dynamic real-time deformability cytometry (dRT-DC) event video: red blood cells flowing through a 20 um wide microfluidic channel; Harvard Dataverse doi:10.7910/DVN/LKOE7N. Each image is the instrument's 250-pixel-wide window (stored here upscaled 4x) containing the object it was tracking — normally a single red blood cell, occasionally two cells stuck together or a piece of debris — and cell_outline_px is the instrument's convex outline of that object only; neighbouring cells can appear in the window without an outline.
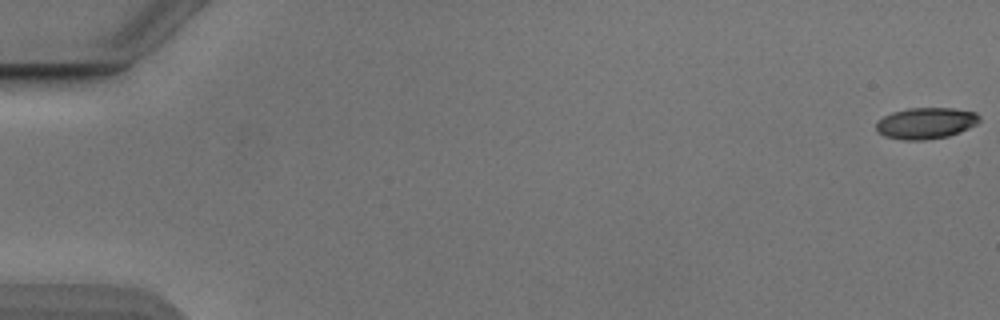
{"species": "Egyptian fruit bat (a non-hibernating species)", "species_latin": "Rousettus aegyptiacus", "temperature_condition": "cold", "stored_images_in_passage": 10, "camera_frame_rate_fps": 3000, "um_per_image_px": 0.085, "animal": {"sex": "male"}, "frame": {"image": 1, "passage_image": 1, "time_ms": 0.0, "image_size_px": [1000, 320], "cell_outline_px": [[980, 120], [976, 124], [960, 132], [948, 136], [924, 140], [904, 140], [884, 136], [876, 132], [876, 124], [884, 116], [892, 112], [908, 108], [952, 108], [976, 112], [980, 116]], "centroid_in_image_um": [78.69, 10.47], "position_along_channel_um": 6.3, "area_um2": 18.84}}